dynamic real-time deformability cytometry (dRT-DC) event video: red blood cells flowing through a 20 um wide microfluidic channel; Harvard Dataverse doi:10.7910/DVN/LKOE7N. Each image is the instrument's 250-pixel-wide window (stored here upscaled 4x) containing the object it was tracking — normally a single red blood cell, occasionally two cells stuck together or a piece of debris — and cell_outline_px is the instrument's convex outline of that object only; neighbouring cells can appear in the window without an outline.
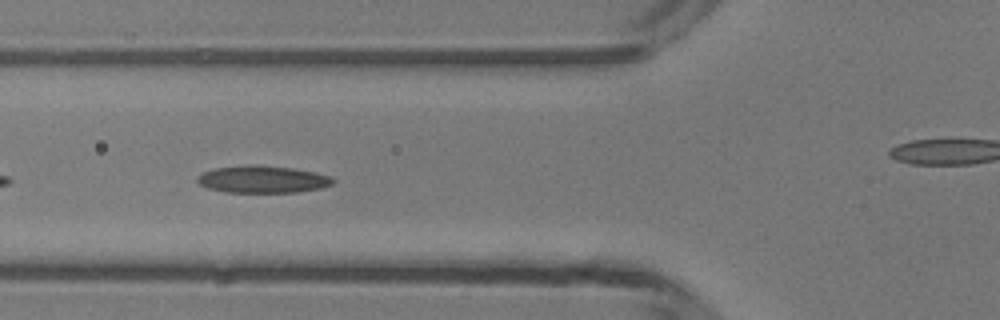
{"species": "common noctule bat (a hibernating species)", "species_latin": "Nyctalus noctula", "temperature_condition": "room temperature", "stored_images_in_passage": 32, "camera_frame_rate_fps": 3000, "um_per_image_px": 0.085, "animal": {"sex": "male", "body_mass_g": 13.3}, "frame": {"image": 1, "passage_image": 5, "time_ms": 1.333, "image_size_px": [1000, 320], "cell_outline_px": [[336, 180], [332, 184], [320, 188], [296, 192], [224, 192], [208, 188], [200, 184], [196, 180], [196, 176], [204, 172], [216, 168], [244, 164], [256, 164], [292, 168], [316, 172], [332, 176]], "centroid_in_image_um": [22.32, 15.23], "position_along_channel_um": 103.5, "area_um2": 21.68}}
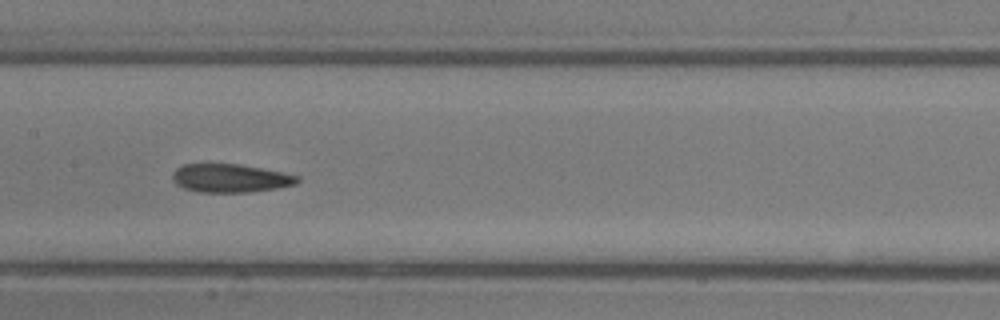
{"frame": {"image": 2, "passage_image": 11, "time_ms": 3.333, "image_size_px": [1000, 320], "cell_outline_px": [[300, 180], [296, 184], [276, 188], [248, 192], [200, 192], [184, 188], [176, 184], [172, 180], [172, 172], [176, 168], [184, 164], [240, 164], [300, 176]], "centroid_in_image_um": [19.55, 15.14], "position_along_channel_um": 187.8, "area_um2": 20.58}}
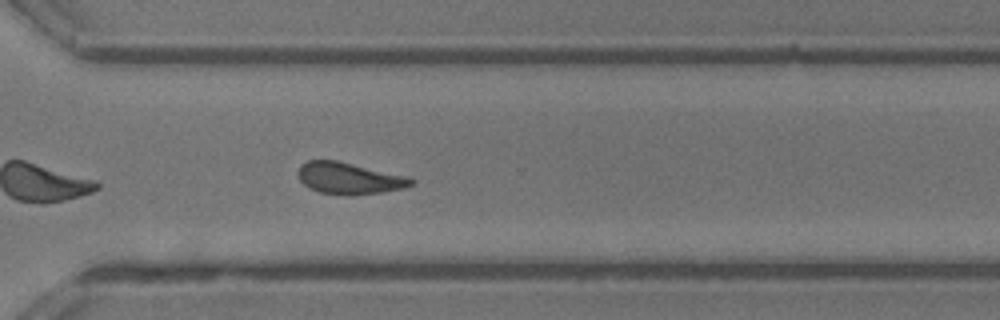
{"frame": {"image": 3, "passage_image": 22, "time_ms": 7.0, "image_size_px": [1000, 320], "cell_outline_px": [[416, 180], [412, 184], [404, 188], [380, 192], [348, 196], [344, 196], [320, 192], [308, 188], [300, 180], [300, 164], [308, 160], [336, 160], [408, 176]], "centroid_in_image_um": [29.69, 15.16], "position_along_channel_um": 340.9, "area_um2": 20.81}, "authors_computed_cell_mechanics": {"area_um2": 20.8369, "velocity_mm_per_s": 4.1978, "shape_relaxation_time_tau1_ms": 4.1931, "shape_relaxation_time_tau2_ms": 1.9076, "deformation_change_tau1": 0.1359, "deformation_change_tau2": 0.1118}}